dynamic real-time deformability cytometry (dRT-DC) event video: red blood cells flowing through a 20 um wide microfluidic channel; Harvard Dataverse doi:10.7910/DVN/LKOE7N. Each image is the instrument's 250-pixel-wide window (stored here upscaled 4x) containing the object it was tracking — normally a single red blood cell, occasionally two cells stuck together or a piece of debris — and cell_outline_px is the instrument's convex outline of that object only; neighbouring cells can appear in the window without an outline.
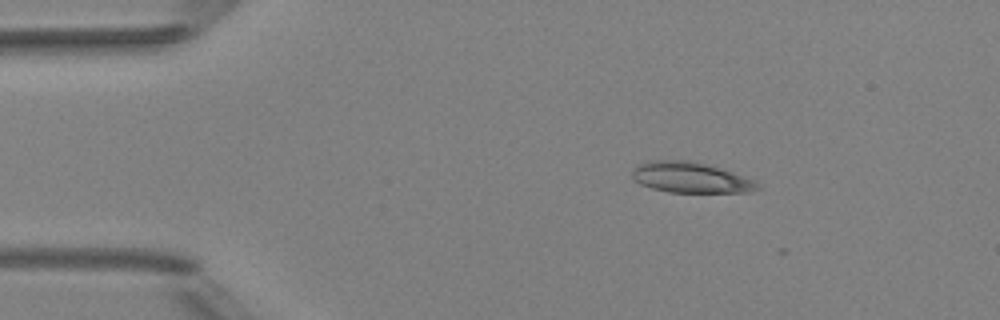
{"species": "Egyptian fruit bat (a non-hibernating species)", "species_latin": "Rousettus aegyptiacus", "temperature_condition": "room temperature", "stored_images_in_passage": 4, "camera_frame_rate_fps": 3000, "um_per_image_px": 0.085, "animal": {"sex": "female"}, "frame": {"image": 1, "passage_image": 1, "time_ms": 0.0, "image_size_px": [1000, 320], "cell_outline_px": [[760, 188], [752, 192], [668, 192], [652, 188], [640, 184], [632, 180], [632, 172], [640, 164], [652, 160], [692, 160], [720, 168], [756, 180]], "centroid_in_image_um": [58.71, 15.09], "position_along_channel_um": 26.3, "area_um2": 22.37}}
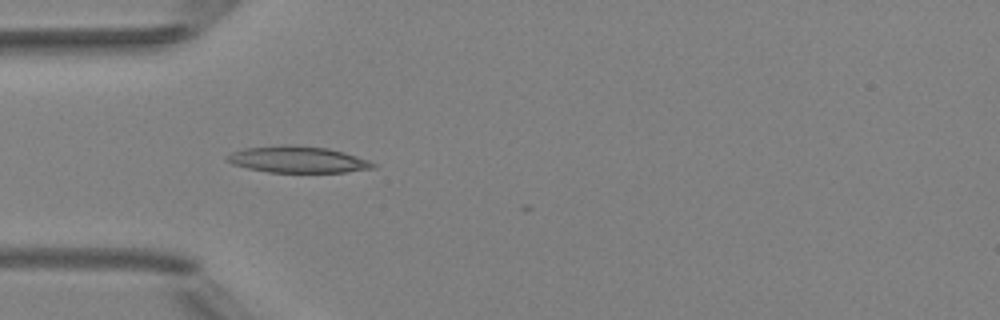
{"frame": {"image": 2, "passage_image": 3, "time_ms": 2.333, "image_size_px": [1000, 320], "cell_outline_px": [[376, 168], [344, 172], [268, 172], [248, 168], [232, 164], [224, 160], [224, 156], [232, 152], [244, 148], [280, 144], [292, 144], [328, 148], [344, 152], [368, 160], [376, 164]], "centroid_in_image_um": [25.26, 13.54], "position_along_channel_um": 59.7, "area_um2": 22.77}}